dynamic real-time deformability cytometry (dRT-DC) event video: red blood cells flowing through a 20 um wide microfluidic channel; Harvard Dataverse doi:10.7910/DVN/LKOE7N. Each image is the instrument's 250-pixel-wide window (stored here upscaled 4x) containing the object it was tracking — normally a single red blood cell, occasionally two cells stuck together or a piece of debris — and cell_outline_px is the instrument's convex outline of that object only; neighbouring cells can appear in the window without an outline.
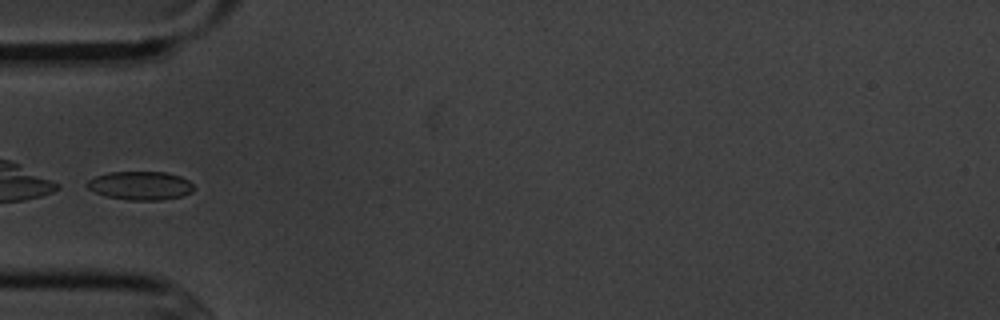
{"species": "common noctule bat (a hibernating species)", "species_latin": "Nyctalus noctula", "temperature_condition": "cold", "stored_images_in_passage": 7, "camera_frame_rate_fps": 3000, "um_per_image_px": 0.085, "animal": {"sex": "male", "body_mass_g": 20.1, "forearm_length_mm": 53.5}, "frame": {"image": 1, "passage_image": 5, "time_ms": 4.667, "image_size_px": [1000, 320], "cell_outline_px": [[196, 188], [192, 192], [184, 196], [160, 200], [128, 200], [108, 196], [96, 192], [88, 188], [84, 184], [88, 180], [96, 176], [108, 172], [164, 172], [180, 176], [188, 180]], "centroid_in_image_um": [11.96, 15.77], "position_along_channel_um": 73.0, "area_um2": 17.8}}
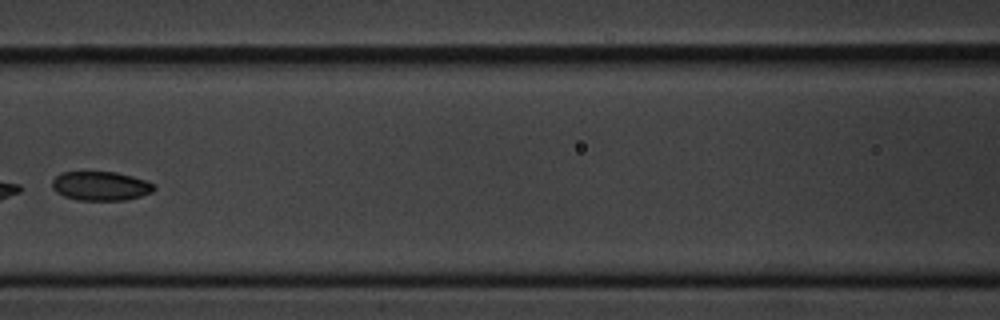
{"frame": {"image": 2, "passage_image": 7, "time_ms": 7.0, "image_size_px": [1000, 320], "cell_outline_px": [[156, 188], [152, 192], [128, 200], [76, 200], [64, 196], [56, 192], [52, 188], [52, 180], [56, 176], [64, 172], [116, 172], [132, 176], [144, 180], [152, 184]], "centroid_in_image_um": [8.54, 15.81], "position_along_channel_um": 158.1, "area_um2": 17.22}}